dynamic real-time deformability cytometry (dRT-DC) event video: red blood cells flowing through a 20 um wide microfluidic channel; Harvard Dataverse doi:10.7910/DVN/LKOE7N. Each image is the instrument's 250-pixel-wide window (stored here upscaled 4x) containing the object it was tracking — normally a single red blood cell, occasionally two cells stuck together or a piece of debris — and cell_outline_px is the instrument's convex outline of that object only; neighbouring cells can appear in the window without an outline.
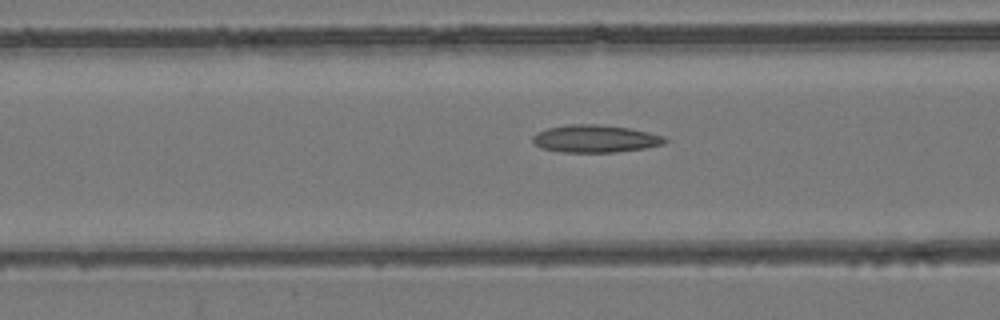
{"species": "common noctule bat (a hibernating species)", "species_latin": "Nyctalus noctula", "temperature_condition": "room temperature", "stored_images_in_passage": 54, "camera_frame_rate_fps": 3000, "um_per_image_px": 0.085, "animal": {"sex": "female", "body_mass_g": 24.6, "forearm_length_mm": 56.2}, "frame": {"image": 1, "passage_image": 22, "time_ms": 7.0, "image_size_px": [1000, 320], "cell_outline_px": [[668, 140], [664, 144], [644, 148], [612, 152], [560, 152], [540, 148], [532, 140], [532, 136], [536, 132], [548, 128], [568, 124], [596, 124], [628, 128], [648, 132], [664, 136]], "centroid_in_image_um": [50.56, 11.79], "position_along_channel_um": 116.0, "area_um2": 21.15}}
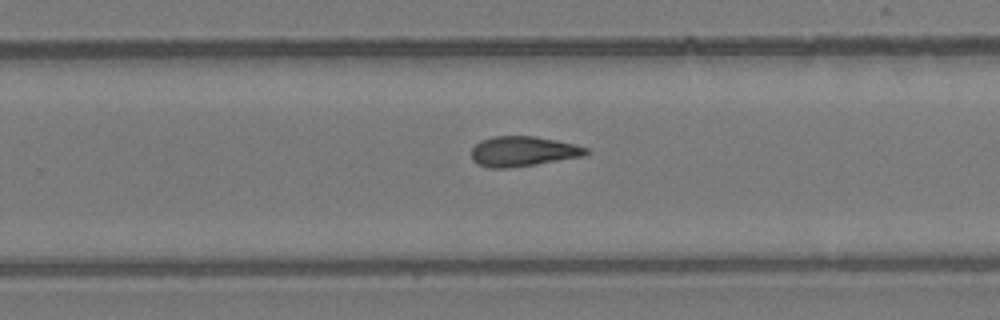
{"frame": {"image": 2, "passage_image": 35, "time_ms": 11.333, "image_size_px": [1000, 320], "cell_outline_px": [[592, 152], [584, 156], [536, 164], [508, 168], [488, 168], [476, 164], [472, 160], [472, 148], [480, 140], [492, 136], [532, 136], [556, 140], [588, 148]], "centroid_in_image_um": [44.43, 12.87], "position_along_channel_um": 285.4, "area_um2": 20.17}}
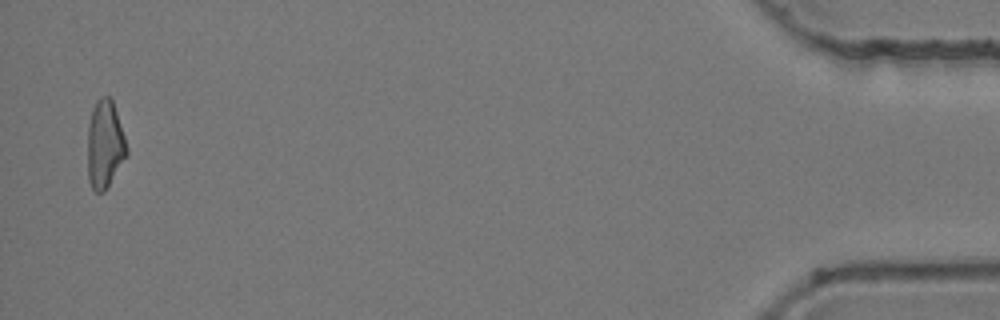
{"frame": {"image": 3, "passage_image": 53, "time_ms": 17.333, "image_size_px": [1000, 320], "cell_outline_px": [[128, 156], [104, 192], [96, 192], [92, 188], [88, 180], [88, 124], [92, 108], [96, 100], [100, 96], [108, 96], [112, 100], [128, 148]], "centroid_in_image_um": [8.91, 12.29], "position_along_channel_um": 426.3, "area_um2": 20.17}, "authors_computed_cell_mechanics": {"area_um2": 20.5768, "velocity_mm_per_s": 3.917, "shape_relaxation_time_tau1_ms": null, "shape_relaxation_time_tau2_ms": 7.4687, "deformation_change_tau1": null, "deformation_change_tau2": 0.1996}}